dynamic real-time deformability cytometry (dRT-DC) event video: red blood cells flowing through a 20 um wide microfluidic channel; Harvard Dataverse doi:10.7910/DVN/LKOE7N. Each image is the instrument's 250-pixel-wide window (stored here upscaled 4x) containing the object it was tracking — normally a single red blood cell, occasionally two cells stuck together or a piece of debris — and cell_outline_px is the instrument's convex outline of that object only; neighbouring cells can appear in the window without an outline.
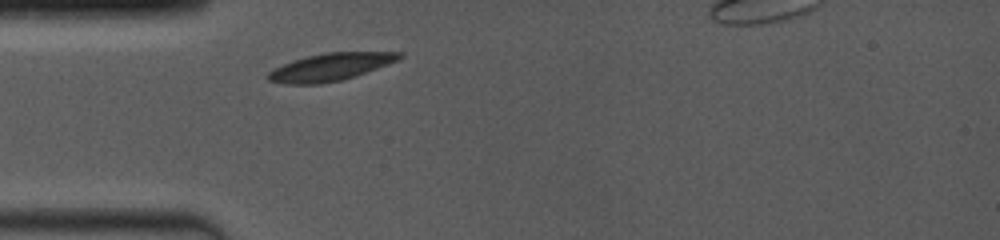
{"species": "common noctule bat (a hibernating species)", "species_latin": "Nyctalus noctula", "temperature_condition": "room temperature", "stored_images_in_passage": 1, "camera_frame_rate_fps": 4000, "um_per_image_px": 0.085, "animal": {"sex": "female", "body_mass_g": 19.0, "forearm_length_mm": 53.3}, "frame": {"image": 1, "passage_image": 1, "time_ms": 0.0, "image_size_px": [1000, 240], "cell_outline_px": [[404, 56], [400, 60], [356, 76], [344, 80], [320, 84], [284, 84], [268, 80], [264, 76], [268, 72], [292, 60], [324, 52], [404, 52]], "centroid_in_image_um": [28.11, 5.7], "position_along_channel_um": 56.9, "area_um2": 21.27}}